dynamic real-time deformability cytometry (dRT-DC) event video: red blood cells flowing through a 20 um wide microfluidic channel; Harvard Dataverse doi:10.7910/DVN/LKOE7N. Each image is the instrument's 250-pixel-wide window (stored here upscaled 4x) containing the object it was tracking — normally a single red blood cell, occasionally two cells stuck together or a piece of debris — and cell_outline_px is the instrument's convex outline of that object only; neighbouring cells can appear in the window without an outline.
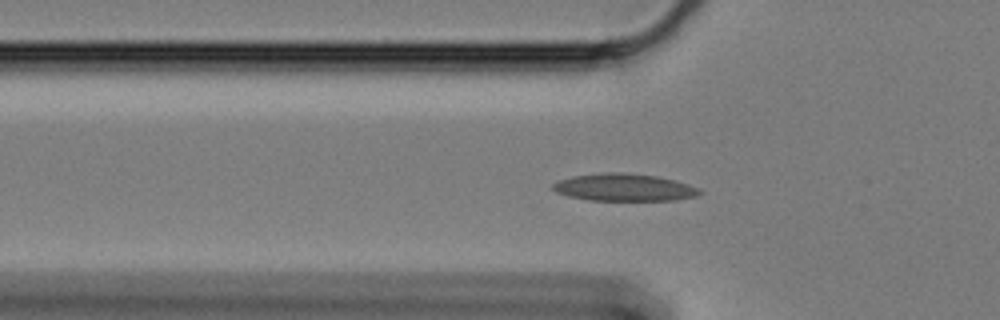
{"species": "Egyptian fruit bat (a non-hibernating species)", "species_latin": "Rousettus aegyptiacus", "temperature_condition": "cold", "stored_images_in_passage": 45, "camera_frame_rate_fps": 3000, "um_per_image_px": 0.085, "animal": {"sex": "female"}, "frame": {"image": 1, "passage_image": 8, "time_ms": 2.333, "image_size_px": [1000, 320], "cell_outline_px": [[704, 192], [696, 196], [676, 200], [588, 200], [568, 196], [556, 192], [552, 188], [552, 184], [560, 180], [572, 176], [600, 172], [624, 172], [656, 176], [676, 180], [700, 188]], "centroid_in_image_um": [53.07, 15.92], "position_along_channel_um": 72.7, "area_um2": 23.58}}
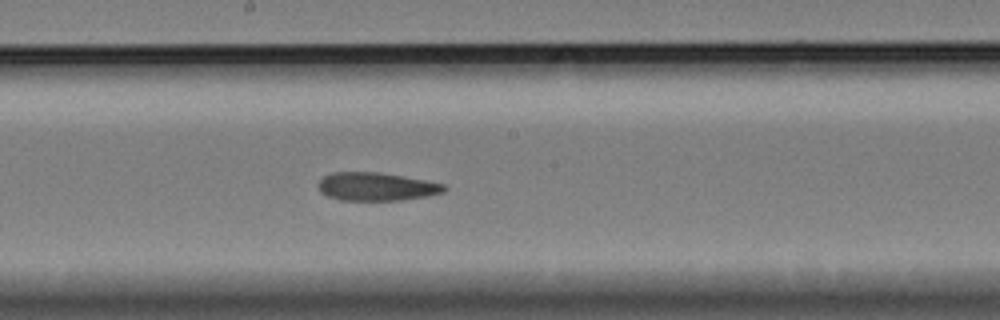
{"frame": {"image": 2, "passage_image": 21, "time_ms": 6.667, "image_size_px": [1000, 320], "cell_outline_px": [[448, 188], [444, 192], [428, 196], [400, 200], [340, 200], [328, 196], [320, 192], [316, 184], [324, 176], [332, 172], [376, 172], [424, 180], [444, 184]], "centroid_in_image_um": [31.96, 15.87], "position_along_channel_um": 216.2, "area_um2": 20.63}}
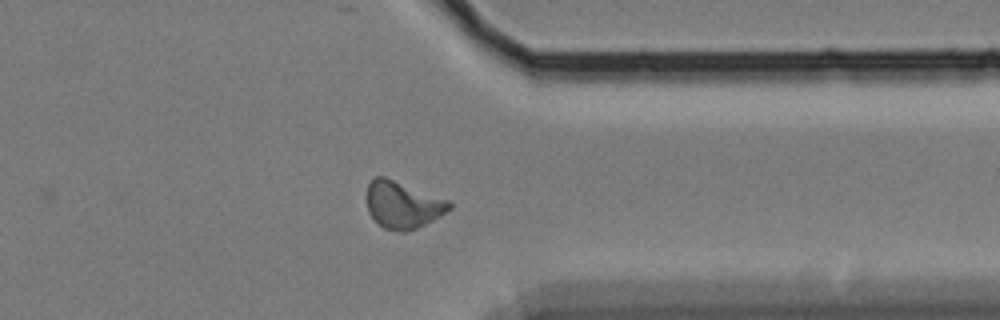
{"frame": {"image": 3, "passage_image": 36, "time_ms": 11.667, "image_size_px": [1000, 320], "cell_outline_px": [[452, 208], [440, 216], [416, 228], [404, 232], [400, 232], [384, 228], [368, 212], [368, 184], [372, 176], [384, 176], [448, 200], [452, 204]], "centroid_in_image_um": [34.23, 17.4], "position_along_channel_um": 377.2, "area_um2": 22.31}, "authors_computed_cell_mechanics": {"area_um2": 21.2704, "velocity_mm_per_s": 3.2894, "shape_relaxation_time_tau1_ms": null, "shape_relaxation_time_tau2_ms": 4.7896, "deformation_change_tau1": null, "deformation_change_tau2": 0.1148}}